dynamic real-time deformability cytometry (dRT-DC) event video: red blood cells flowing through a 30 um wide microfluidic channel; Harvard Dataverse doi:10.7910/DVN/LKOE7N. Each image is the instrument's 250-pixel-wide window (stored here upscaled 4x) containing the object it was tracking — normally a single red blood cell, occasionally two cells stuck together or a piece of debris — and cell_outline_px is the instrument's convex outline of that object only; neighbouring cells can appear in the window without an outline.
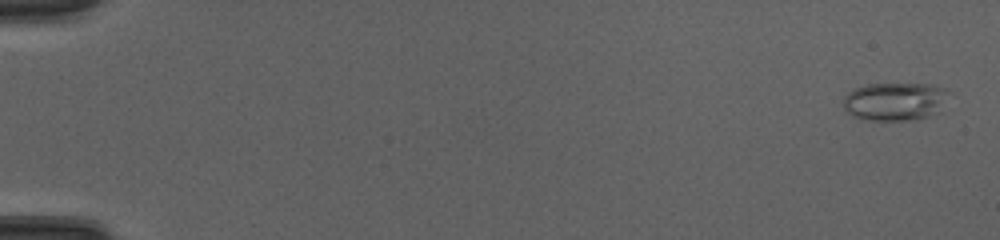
{"species": "common noctule bat (a hibernating species)", "species_latin": "Nyctalus noctula", "temperature_condition": "cold", "stored_images_in_passage": 51, "camera_frame_rate_fps": 3000, "um_per_image_px": 0.085, "animal": {"sex": "female", "body_mass_g": 20.0, "forearm_length_mm": 54.0}, "frame": {"image": 1, "passage_image": 2, "time_ms": 0.333, "image_size_px": [1000, 240], "cell_outline_px": [[948, 92], [924, 116], [908, 120], [868, 120], [852, 116], [844, 108], [844, 96], [848, 92], [856, 88], [868, 84], [932, 84], [948, 88]], "centroid_in_image_um": [75.9, 8.59], "position_along_channel_um": 9.1, "area_um2": 22.31}}
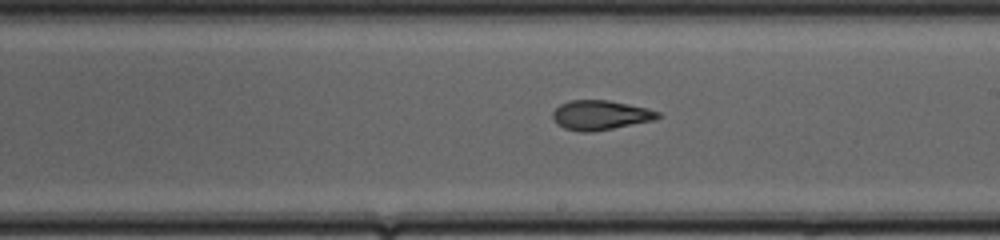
{"frame": {"image": 2, "passage_image": 31, "time_ms": 10.0, "image_size_px": [1000, 240], "cell_outline_px": [[664, 116], [656, 120], [612, 128], [588, 132], [580, 132], [564, 128], [556, 124], [552, 116], [552, 112], [560, 104], [568, 100], [608, 100], [648, 108], [660, 112]], "centroid_in_image_um": [51.05, 9.78], "position_along_channel_um": 237.9, "area_um2": 18.26}}
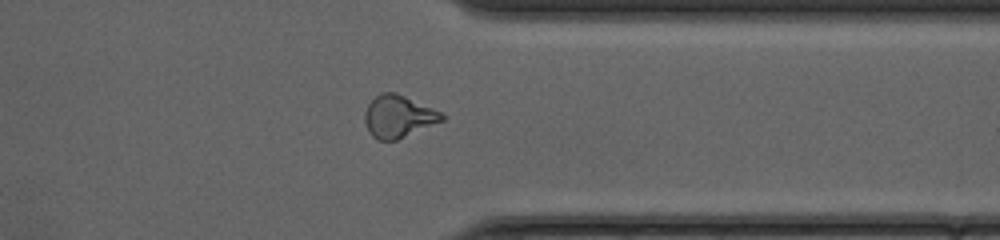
{"frame": {"image": 3, "passage_image": 41, "time_ms": 13.333, "image_size_px": [1000, 240], "cell_outline_px": [[444, 120], [396, 140], [376, 140], [368, 132], [364, 120], [364, 112], [368, 104], [380, 92], [396, 92], [432, 108], [440, 112], [444, 116]], "centroid_in_image_um": [33.82, 9.9], "position_along_channel_um": 377.6, "area_um2": 18.9}, "authors_computed_cell_mechanics": {"area_um2": 18.6116, "velocity_mm_per_s": 4.2465, "shape_relaxation_time_tau1_ms": 5.8331, "shape_relaxation_time_tau2_ms": 2.0969, "deformation_change_tau1": 0.1977, "deformation_change_tau2": 0.1063}}